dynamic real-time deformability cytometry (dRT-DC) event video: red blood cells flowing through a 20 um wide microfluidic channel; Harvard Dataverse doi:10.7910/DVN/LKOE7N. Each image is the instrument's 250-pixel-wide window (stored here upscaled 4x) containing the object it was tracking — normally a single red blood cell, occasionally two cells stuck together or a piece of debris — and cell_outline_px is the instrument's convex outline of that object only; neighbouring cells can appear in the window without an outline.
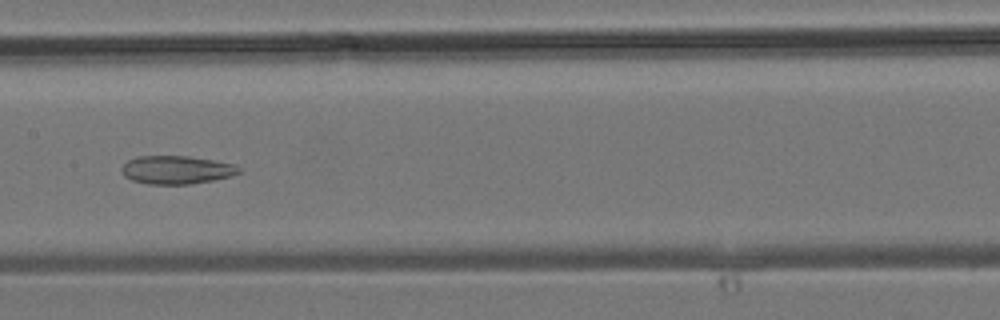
{"species": "common noctule bat (a hibernating species)", "species_latin": "Nyctalus noctula", "temperature_condition": "room temperature", "stored_images_in_passage": 39, "segment_of_instrument_passage": [1, 2], "camera_frame_rate_fps": 3000, "um_per_image_px": 0.085, "animal": {"sex": "male", "body_mass_g": 19.2, "forearm_length_mm": 51.8}, "frame": {"image": 1, "passage_image": 19, "time_ms": 6.0, "image_size_px": [1000, 320], "cell_outline_px": [[240, 172], [232, 176], [212, 180], [188, 184], [148, 184], [132, 180], [124, 176], [120, 172], [120, 168], [128, 160], [136, 156], [188, 156], [236, 164], [240, 168]], "centroid_in_image_um": [14.98, 14.43], "position_along_channel_um": 192.4, "area_um2": 19.36}}
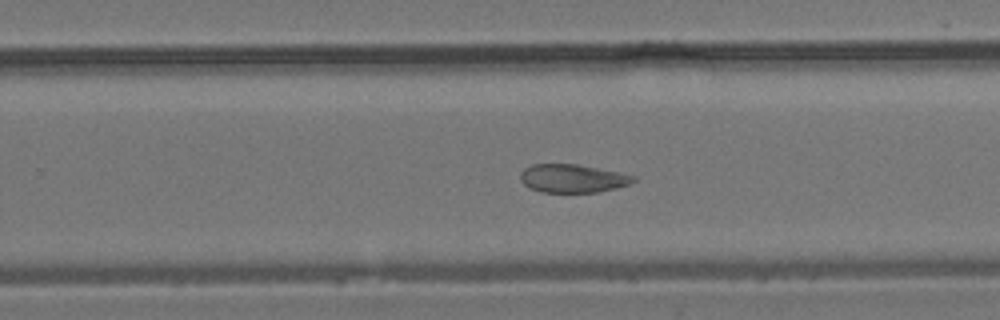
{"frame": {"image": 2, "passage_image": 24, "time_ms": 7.667, "image_size_px": [1000, 320], "cell_outline_px": [[636, 180], [632, 184], [600, 192], [540, 192], [528, 188], [520, 180], [520, 172], [524, 168], [532, 164], [576, 164], [636, 176]], "centroid_in_image_um": [48.65, 15.17], "position_along_channel_um": 281.2, "area_um2": 18.73}}
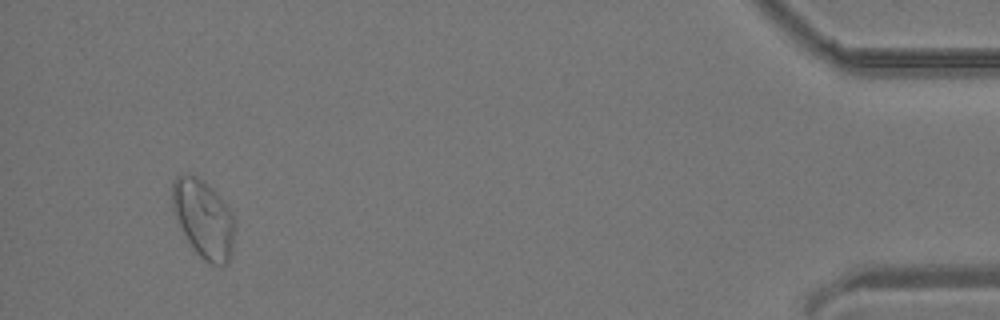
{"frame": {"image": 3, "passage_image": 36, "time_ms": 11.667, "image_size_px": [1000, 320], "cell_outline_px": [[232, 252], [228, 264], [212, 264], [204, 260], [196, 252], [188, 240], [172, 208], [172, 184], [176, 176], [196, 176], [204, 180], [216, 192], [232, 212]], "centroid_in_image_um": [17.29, 18.58], "position_along_channel_um": 417.9, "area_um2": 27.63}}